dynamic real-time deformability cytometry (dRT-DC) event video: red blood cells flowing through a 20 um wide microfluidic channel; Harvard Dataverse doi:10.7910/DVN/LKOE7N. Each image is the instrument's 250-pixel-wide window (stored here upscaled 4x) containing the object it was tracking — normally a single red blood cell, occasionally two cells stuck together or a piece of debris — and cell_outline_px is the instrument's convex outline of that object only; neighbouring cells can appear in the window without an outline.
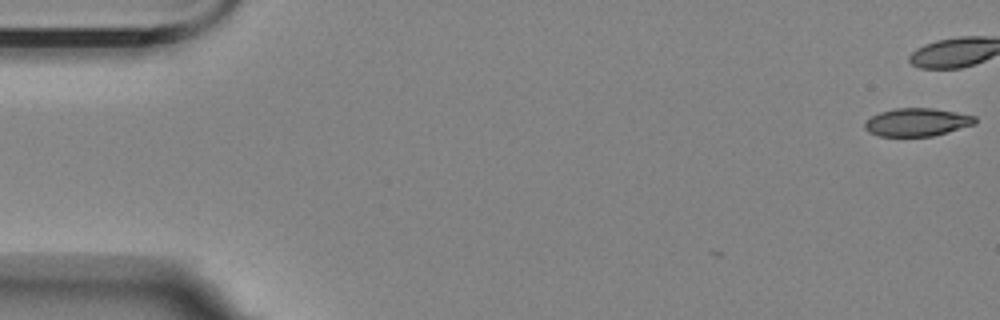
{"species": "Egyptian fruit bat (a non-hibernating species)", "species_latin": "Rousettus aegyptiacus", "temperature_condition": "room temperature", "stored_images_in_passage": 4, "camera_frame_rate_fps": 3000, "um_per_image_px": 0.085, "animal": {"sex": "female"}, "frame": {"image": 1, "passage_image": 1, "time_ms": 0.0, "image_size_px": [1000, 320], "cell_outline_px": [[976, 124], [932, 136], [880, 136], [868, 132], [864, 128], [864, 120], [880, 112], [896, 108], [932, 108], [956, 112], [976, 116]], "centroid_in_image_um": [77.93, 10.38], "position_along_channel_um": 7.1, "area_um2": 18.03}}